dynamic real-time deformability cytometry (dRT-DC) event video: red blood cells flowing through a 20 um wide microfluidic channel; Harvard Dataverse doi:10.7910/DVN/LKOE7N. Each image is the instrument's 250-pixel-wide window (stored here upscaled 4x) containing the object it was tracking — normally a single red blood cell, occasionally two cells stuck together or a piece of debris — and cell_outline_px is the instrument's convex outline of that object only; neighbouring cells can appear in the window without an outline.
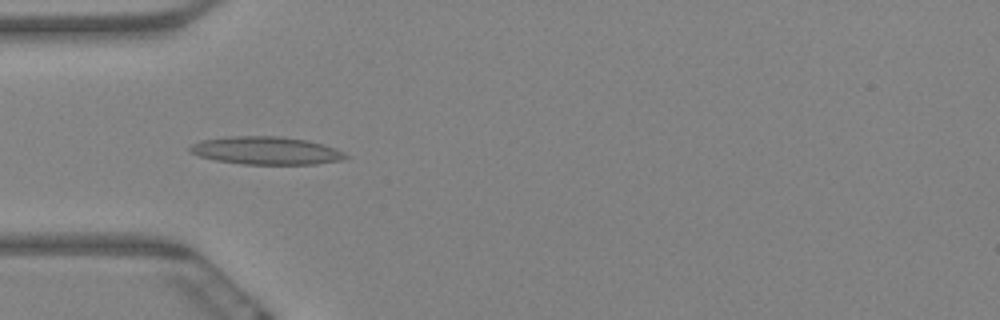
{"species": "Egyptian fruit bat (a non-hibernating species)", "species_latin": "Rousettus aegyptiacus", "temperature_condition": "warm", "stored_images_in_passage": 6, "camera_frame_rate_fps": 3000, "um_per_image_px": 0.085, "animal": {"sex": "female"}, "frame": {"image": 1, "passage_image": 6, "time_ms": 1.667, "image_size_px": [1000, 320], "cell_outline_px": [[352, 156], [340, 160], [316, 164], [244, 164], [216, 160], [200, 156], [188, 152], [188, 148], [192, 144], [200, 140], [228, 136], [280, 136], [308, 140], [324, 144], [336, 148]], "centroid_in_image_um": [22.63, 12.79], "position_along_channel_um": 62.4, "area_um2": 25.49}}